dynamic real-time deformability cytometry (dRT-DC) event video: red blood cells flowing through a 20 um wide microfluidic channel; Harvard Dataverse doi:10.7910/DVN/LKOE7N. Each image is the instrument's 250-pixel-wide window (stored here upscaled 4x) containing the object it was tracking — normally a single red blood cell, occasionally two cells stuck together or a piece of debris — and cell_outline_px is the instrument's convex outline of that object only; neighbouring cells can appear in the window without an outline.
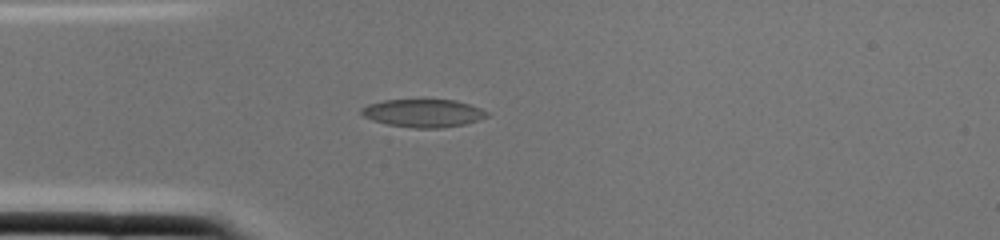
{"species": "common noctule bat (a hibernating species)", "species_latin": "Nyctalus noctula", "temperature_condition": "cold", "stored_images_in_passage": 1, "camera_frame_rate_fps": 3000, "um_per_image_px": 0.085, "animal": {"sex": "female", "body_mass_g": 22.0, "forearm_length_mm": 56.7}, "frame": {"image": 1, "passage_image": 1, "time_ms": 0.0, "image_size_px": [1000, 240], "cell_outline_px": [[488, 116], [480, 120], [464, 124], [440, 128], [412, 128], [388, 124], [372, 120], [364, 116], [360, 112], [360, 108], [368, 104], [384, 100], [456, 100], [480, 108], [488, 112]], "centroid_in_image_um": [35.97, 9.62], "position_along_channel_um": 49.0, "area_um2": 20.4}}